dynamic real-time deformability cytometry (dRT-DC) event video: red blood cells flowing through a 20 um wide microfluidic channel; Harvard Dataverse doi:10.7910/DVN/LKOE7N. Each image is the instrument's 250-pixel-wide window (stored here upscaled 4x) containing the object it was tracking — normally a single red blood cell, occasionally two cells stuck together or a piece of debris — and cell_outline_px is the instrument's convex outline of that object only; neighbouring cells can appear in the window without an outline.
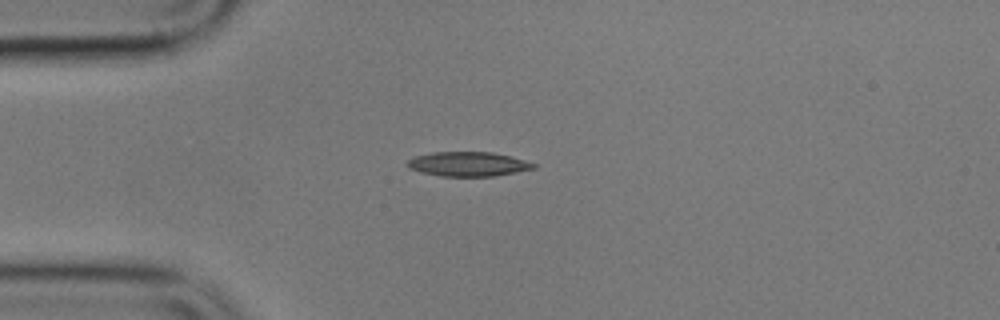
{"species": "common noctule bat (a hibernating species)", "species_latin": "Nyctalus noctula", "temperature_condition": "cold", "stored_images_in_passage": 4, "camera_frame_rate_fps": 3000, "um_per_image_px": 0.085, "animal": {"sex": "male", "body_mass_g": 17.9}, "frame": {"image": 1, "passage_image": 1, "time_ms": 0.0, "image_size_px": [1000, 320], "cell_outline_px": [[536, 168], [496, 176], [440, 176], [420, 172], [408, 168], [404, 164], [408, 160], [416, 156], [432, 152], [492, 152], [512, 156], [536, 164]], "centroid_in_image_um": [39.77, 13.94], "position_along_channel_um": 45.2, "area_um2": 18.09}}
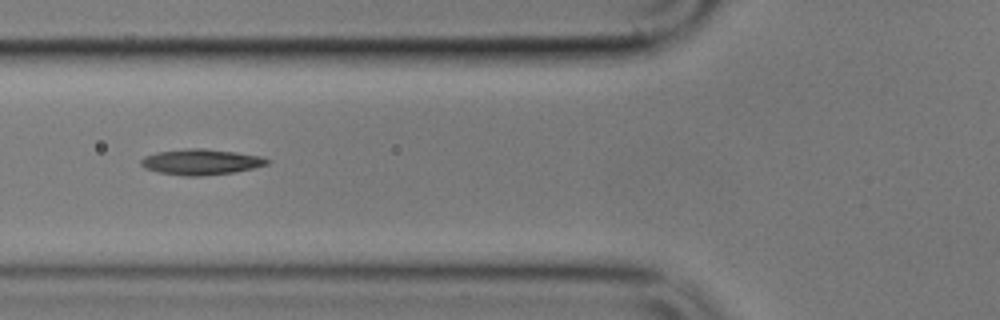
{"frame": {"image": 2, "passage_image": 3, "time_ms": 2.333, "image_size_px": [1000, 320], "cell_outline_px": [[272, 160], [268, 164], [252, 168], [232, 172], [200, 176], [184, 176], [156, 172], [144, 168], [140, 164], [140, 160], [144, 156], [156, 152], [188, 148], [204, 148], [236, 152], [260, 156]], "centroid_in_image_um": [17.04, 13.76], "position_along_channel_um": 108.8, "area_um2": 18.96}}
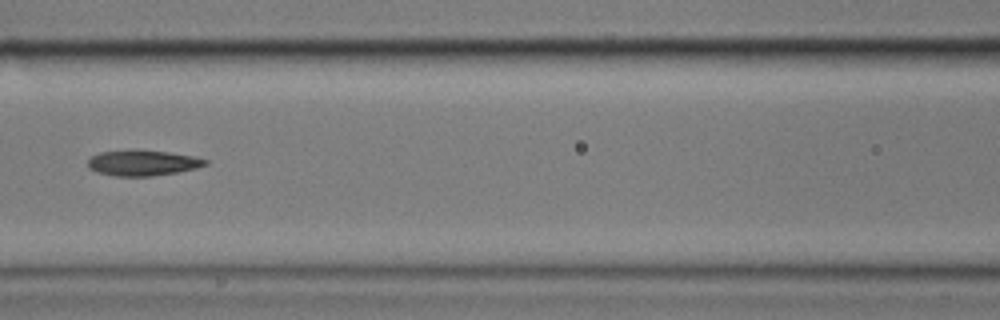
{"frame": {"image": 3, "passage_image": 4, "time_ms": 3.667, "image_size_px": [1000, 320], "cell_outline_px": [[208, 164], [196, 168], [176, 172], [152, 176], [116, 176], [96, 172], [88, 168], [88, 160], [92, 156], [100, 152], [136, 148], [168, 152], [192, 156], [208, 160]], "centroid_in_image_um": [12.09, 13.82], "position_along_channel_um": 154.5, "area_um2": 17.74}}